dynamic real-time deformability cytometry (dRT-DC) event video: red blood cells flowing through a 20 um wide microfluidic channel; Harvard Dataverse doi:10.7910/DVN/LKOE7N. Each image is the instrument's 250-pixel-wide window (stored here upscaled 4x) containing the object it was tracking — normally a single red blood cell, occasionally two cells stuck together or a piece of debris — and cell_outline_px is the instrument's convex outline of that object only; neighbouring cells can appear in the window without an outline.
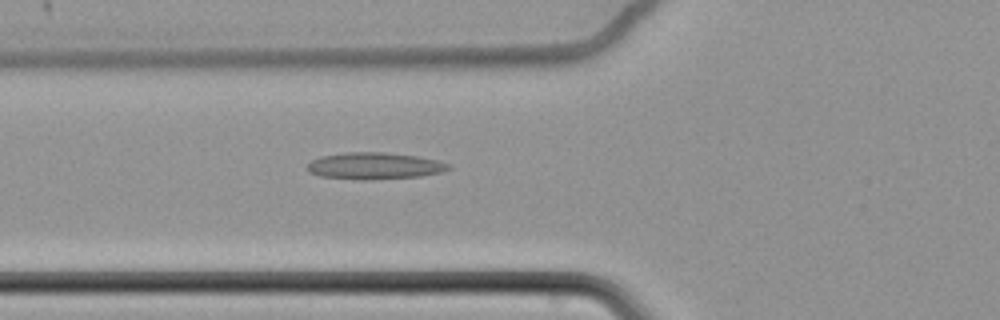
{"species": "common noctule bat (a hibernating species)", "species_latin": "Nyctalus noctula", "temperature_condition": "cold", "stored_images_in_passage": 62, "camera_frame_rate_fps": 3000, "um_per_image_px": 0.085, "animal": {"sex": "female", "body_mass_g": 22.7, "forearm_length_mm": 54.2}, "frame": {"image": 1, "passage_image": 25, "time_ms": 8.0, "image_size_px": [1000, 320], "cell_outline_px": [[452, 168], [444, 172], [420, 176], [364, 180], [360, 180], [320, 176], [308, 172], [308, 164], [312, 160], [320, 156], [348, 152], [384, 152], [416, 156], [436, 160], [452, 164]], "centroid_in_image_um": [31.86, 14.1], "position_along_channel_um": 93.9, "area_um2": 22.08}}
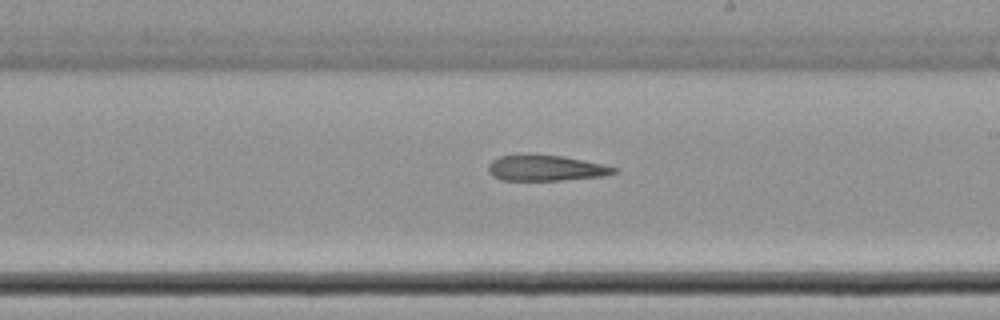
{"frame": {"image": 2, "passage_image": 38, "time_ms": 12.333, "image_size_px": [1000, 320], "cell_outline_px": [[620, 168], [616, 172], [604, 176], [560, 180], [500, 180], [492, 176], [488, 172], [488, 164], [492, 160], [500, 156], [564, 156], [604, 164]], "centroid_in_image_um": [46.43, 14.3], "position_along_channel_um": 242.6, "area_um2": 18.55}}
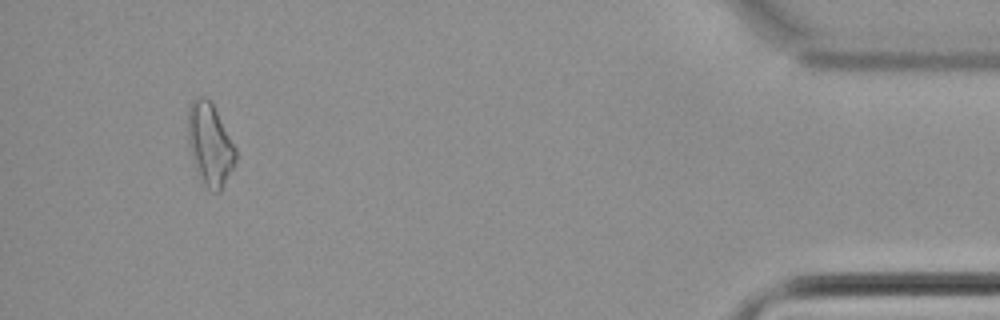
{"frame": {"image": 3, "passage_image": 59, "time_ms": 19.333, "image_size_px": [1000, 320], "cell_outline_px": [[236, 164], [220, 192], [212, 192], [196, 176], [188, 152], [188, 108], [192, 96], [204, 96], [212, 104], [236, 148]], "centroid_in_image_um": [17.8, 12.31], "position_along_channel_um": 417.4, "area_um2": 23.52}}